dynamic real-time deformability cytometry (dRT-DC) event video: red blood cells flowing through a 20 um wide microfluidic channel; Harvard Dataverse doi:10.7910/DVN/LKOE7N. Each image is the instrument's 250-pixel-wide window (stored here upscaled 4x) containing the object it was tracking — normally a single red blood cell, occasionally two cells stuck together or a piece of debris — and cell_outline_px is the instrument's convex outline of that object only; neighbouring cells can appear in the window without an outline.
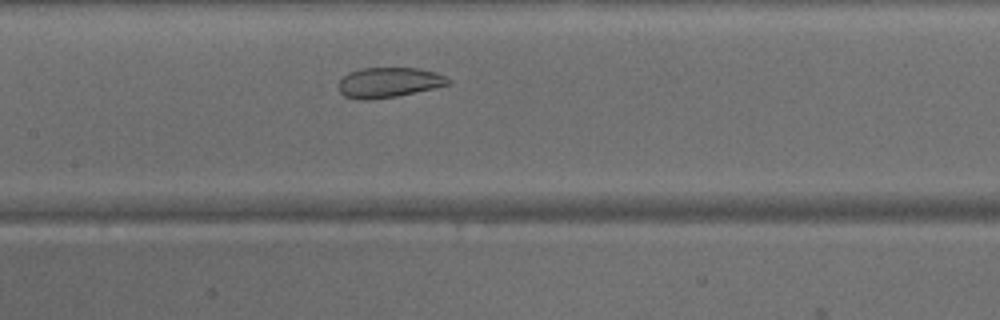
{"species": "common noctule bat (a hibernating species)", "species_latin": "Nyctalus noctula", "temperature_condition": "warm", "stored_images_in_passage": 32, "camera_frame_rate_fps": 3000, "um_per_image_px": 0.085, "animal": {"sex": "male", "body_mass_g": 15.6}, "frame": {"image": 1, "passage_image": 12, "time_ms": 3.667, "image_size_px": [1000, 320], "cell_outline_px": [[452, 84], [396, 96], [368, 100], [360, 100], [344, 96], [340, 92], [340, 80], [348, 72], [364, 68], [416, 68], [436, 72], [448, 76], [452, 80]], "centroid_in_image_um": [33.1, 7.0], "position_along_channel_um": 174.3, "area_um2": 19.25}}
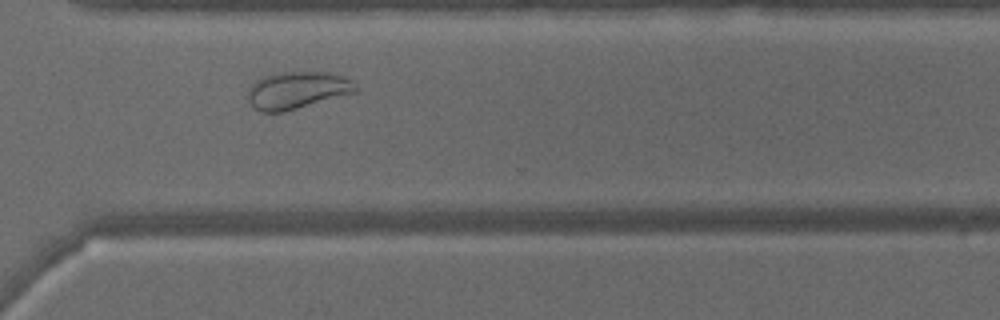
{"frame": {"image": 2, "passage_image": 24, "time_ms": 7.667, "image_size_px": [1000, 320], "cell_outline_px": [[356, 92], [284, 112], [260, 112], [244, 96], [248, 88], [256, 80], [264, 76], [280, 72], [328, 72], [344, 76], [352, 80], [356, 84]], "centroid_in_image_um": [25.23, 7.66], "position_along_channel_um": 345.4, "area_um2": 23.52}}
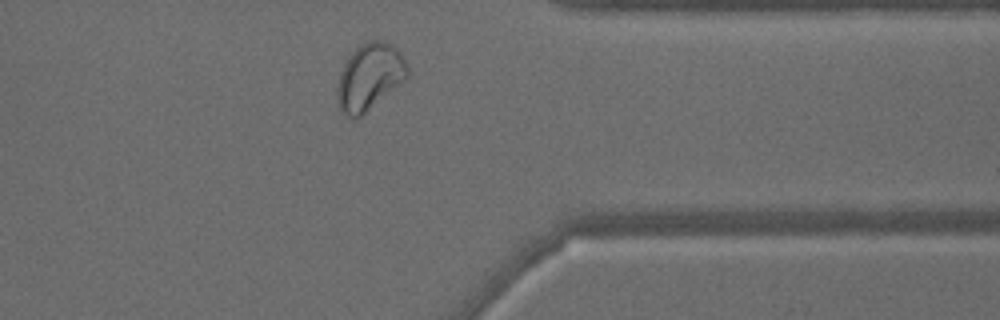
{"frame": {"image": 3, "passage_image": 27, "time_ms": 8.667, "image_size_px": [1000, 320], "cell_outline_px": [[408, 76], [400, 84], [360, 116], [348, 116], [340, 108], [336, 96], [336, 88], [340, 72], [348, 56], [360, 44], [368, 40], [380, 40], [392, 44], [404, 56], [408, 64]], "centroid_in_image_um": [31.42, 6.47], "position_along_channel_um": 380.0, "area_um2": 27.05}}